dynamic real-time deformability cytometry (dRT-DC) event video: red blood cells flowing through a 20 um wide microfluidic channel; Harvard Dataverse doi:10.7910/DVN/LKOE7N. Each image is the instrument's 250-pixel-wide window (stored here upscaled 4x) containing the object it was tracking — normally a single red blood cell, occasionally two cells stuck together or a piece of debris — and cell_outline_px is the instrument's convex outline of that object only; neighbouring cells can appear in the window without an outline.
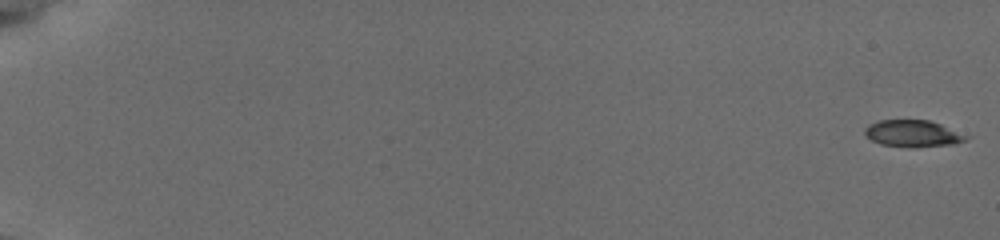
{"species": "common noctule bat (a hibernating species)", "species_latin": "Nyctalus noctula", "temperature_condition": "cold", "stored_images_in_passage": 56, "camera_frame_rate_fps": 3000, "um_per_image_px": 0.085, "animal": {"sex": "female", "body_mass_g": 19.5, "forearm_length_mm": 54.1}, "frame": {"image": 1, "passage_image": 1, "time_ms": 0.0, "image_size_px": [1000, 240], "cell_outline_px": [[968, 136], [964, 140], [952, 144], [916, 148], [908, 148], [880, 144], [864, 136], [864, 128], [868, 124], [880, 120], [928, 120], [940, 124]], "centroid_in_image_um": [77.51, 11.36], "position_along_channel_um": 7.5, "area_um2": 15.84}}
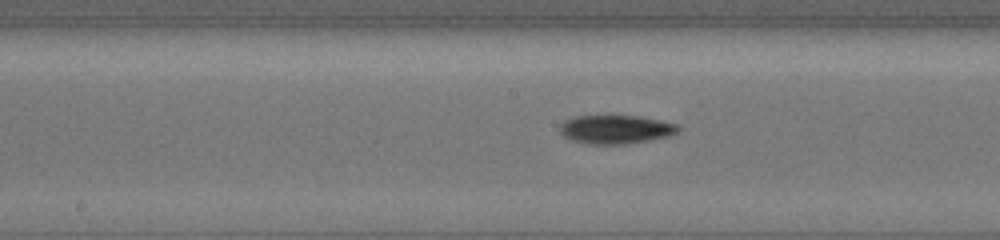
{"frame": {"image": 2, "passage_image": 32, "time_ms": 10.333, "image_size_px": [1000, 240], "cell_outline_px": [[680, 132], [672, 136], [628, 144], [588, 144], [572, 140], [564, 136], [560, 132], [560, 124], [564, 120], [576, 116], [640, 116], [680, 124]], "centroid_in_image_um": [52.4, 11.0], "position_along_channel_um": 195.8, "area_um2": 20.06}}
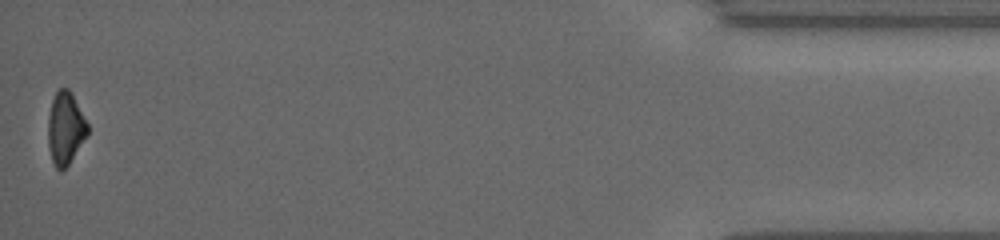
{"frame": {"image": 3, "passage_image": 56, "time_ms": 18.333, "image_size_px": [1000, 240], "cell_outline_px": [[88, 132], [68, 164], [60, 172], [56, 168], [52, 160], [48, 148], [48, 116], [52, 100], [56, 92], [60, 88], [68, 88], [72, 92], [88, 124]], "centroid_in_image_um": [5.54, 10.87], "position_along_channel_um": 429.7, "area_um2": 16.53}, "authors_computed_cell_mechanics": {"area_um2": 18.496, "velocity_mm_per_s": 3.8507, "shape_relaxation_time_tau1_ms": 4.2503, "shape_relaxation_time_tau2_ms": null, "deformation_change_tau1": 0.1281, "deformation_change_tau2": null}}